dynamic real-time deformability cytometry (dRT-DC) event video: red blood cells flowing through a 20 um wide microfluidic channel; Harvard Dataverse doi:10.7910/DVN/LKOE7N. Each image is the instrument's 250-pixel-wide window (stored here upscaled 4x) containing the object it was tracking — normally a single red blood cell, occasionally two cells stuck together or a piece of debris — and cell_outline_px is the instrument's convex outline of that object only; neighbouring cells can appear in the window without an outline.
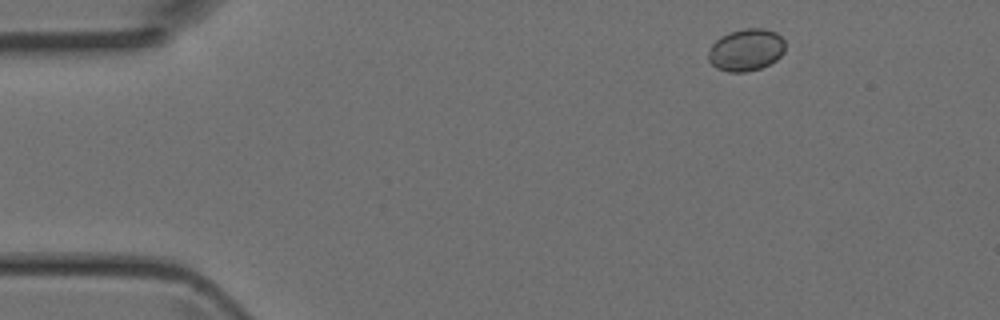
{"species": "Egyptian fruit bat (a non-hibernating species)", "species_latin": "Rousettus aegyptiacus", "temperature_condition": "room temperature", "stored_images_in_passage": 3, "camera_frame_rate_fps": 3000, "um_per_image_px": 0.085, "animal": {"sex": "female"}, "frame": {"image": 1, "passage_image": 1, "time_ms": 0.0, "image_size_px": [1000, 320], "cell_outline_px": [[784, 52], [776, 60], [760, 68], [744, 72], [728, 72], [716, 68], [708, 60], [708, 52], [712, 44], [720, 36], [728, 32], [744, 28], [764, 28], [776, 32], [784, 40]], "centroid_in_image_um": [63.4, 4.23], "position_along_channel_um": 21.6, "area_um2": 18.96}}